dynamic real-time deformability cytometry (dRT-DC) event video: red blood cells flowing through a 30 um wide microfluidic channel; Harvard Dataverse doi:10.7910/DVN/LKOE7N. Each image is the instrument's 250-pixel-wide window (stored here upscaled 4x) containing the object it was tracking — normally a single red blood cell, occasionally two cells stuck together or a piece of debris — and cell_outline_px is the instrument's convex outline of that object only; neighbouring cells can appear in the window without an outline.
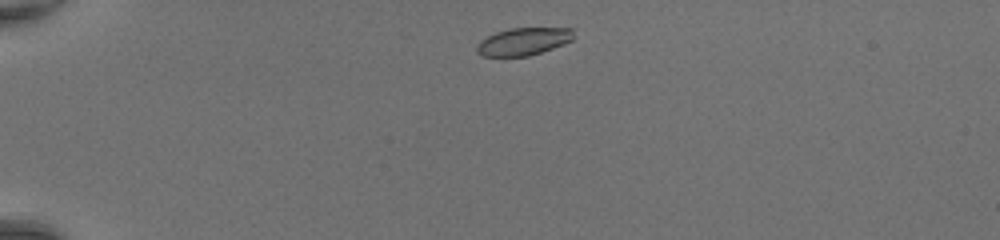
{"species": "common noctule bat (a hibernating species)", "species_latin": "Nyctalus noctula", "temperature_condition": "room temperature", "stored_images_in_passage": 39, "camera_frame_rate_fps": 3000, "um_per_image_px": 0.085, "animal": {"sex": "female", "body_mass_g": 20.0, "forearm_length_mm": 54.0}, "frame": {"image": 1, "passage_image": 2, "time_ms": 0.333, "image_size_px": [1000, 240], "cell_outline_px": [[572, 40], [564, 44], [528, 56], [484, 56], [476, 52], [476, 44], [480, 40], [496, 32], [512, 28], [572, 28]], "centroid_in_image_um": [44.45, 3.53], "position_along_channel_um": 40.5, "area_um2": 15.37}}
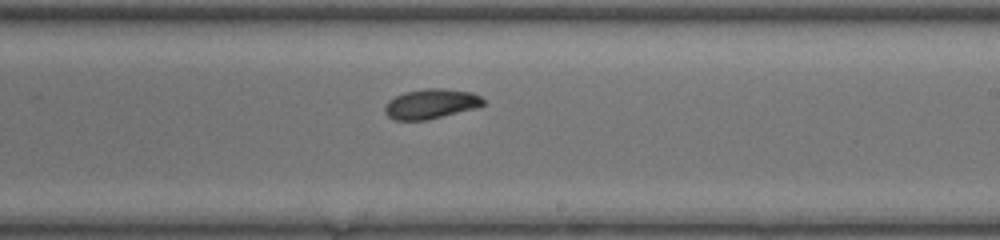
{"frame": {"image": 2, "passage_image": 21, "time_ms": 6.667, "image_size_px": [1000, 240], "cell_outline_px": [[484, 104], [476, 108], [428, 120], [396, 120], [388, 116], [384, 112], [384, 104], [388, 100], [404, 92], [424, 88], [444, 88], [472, 92], [480, 96], [484, 100]], "centroid_in_image_um": [36.62, 8.82], "position_along_channel_um": 252.4, "area_um2": 17.28}}
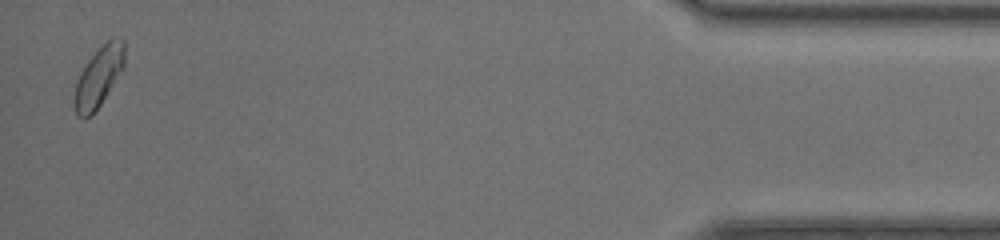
{"frame": {"image": 3, "passage_image": 38, "time_ms": 12.333, "image_size_px": [1000, 240], "cell_outline_px": [[124, 68], [92, 116], [84, 120], [76, 116], [76, 84], [80, 72], [88, 60], [112, 36], [124, 40]], "centroid_in_image_um": [8.41, 6.54], "position_along_channel_um": 426.8, "area_um2": 17.22}, "authors_computed_cell_mechanics": {"area_um2": 17.2244, "velocity_mm_per_s": 4.3205, "shape_relaxation_time_tau1_ms": 3.7835, "shape_relaxation_time_tau2_ms": 11.3854, "deformation_change_tau1": 0.1017, "deformation_change_tau2": 0.1392}}